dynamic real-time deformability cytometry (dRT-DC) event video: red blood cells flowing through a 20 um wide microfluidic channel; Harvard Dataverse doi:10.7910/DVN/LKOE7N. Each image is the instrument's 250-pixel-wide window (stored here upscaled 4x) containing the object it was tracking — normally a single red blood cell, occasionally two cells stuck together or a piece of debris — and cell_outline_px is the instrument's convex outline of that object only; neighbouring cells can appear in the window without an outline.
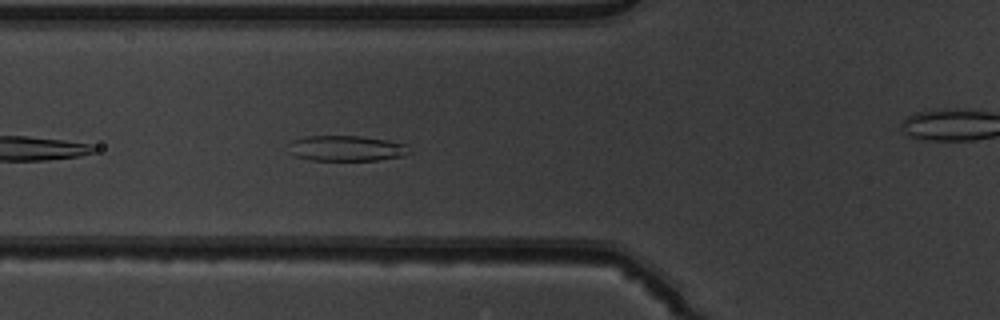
{"species": "common noctule bat (a hibernating species)", "species_latin": "Nyctalus noctula", "temperature_condition": "warm", "stored_images_in_passage": 15, "camera_frame_rate_fps": 3000, "um_per_image_px": 0.085, "animal": {"sex": "male", "body_mass_g": 19.5, "forearm_length_mm": 54.6}, "frame": {"image": 1, "passage_image": 5, "time_ms": 1.333, "image_size_px": [1000, 320], "cell_outline_px": [[412, 152], [400, 156], [376, 160], [312, 160], [296, 156], [292, 152], [292, 140], [304, 136], [360, 136], [388, 140], [404, 144]], "centroid_in_image_um": [29.48, 12.6], "position_along_channel_um": 96.3, "area_um2": 17.57}}